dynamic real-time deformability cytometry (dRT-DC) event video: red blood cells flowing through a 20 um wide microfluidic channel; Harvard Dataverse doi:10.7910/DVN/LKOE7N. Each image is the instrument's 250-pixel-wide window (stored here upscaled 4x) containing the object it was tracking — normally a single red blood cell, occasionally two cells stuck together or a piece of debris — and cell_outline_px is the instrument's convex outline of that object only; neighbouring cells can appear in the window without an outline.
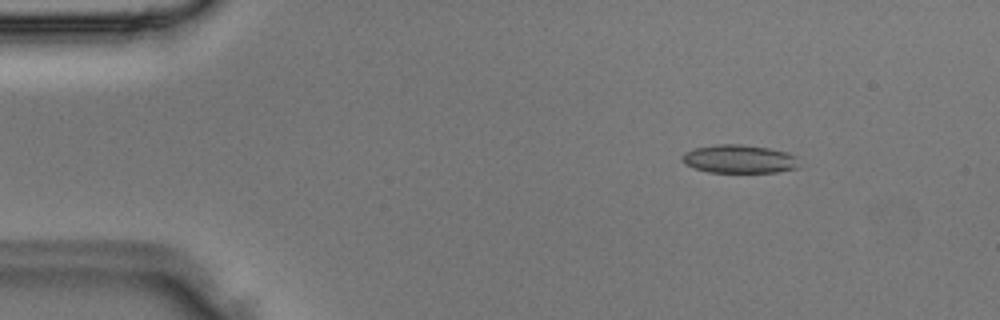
{"species": "Egyptian fruit bat (a non-hibernating species)", "species_latin": "Rousettus aegyptiacus", "temperature_condition": "room temperature", "stored_images_in_passage": 3, "camera_frame_rate_fps": 3000, "um_per_image_px": 0.085, "animal": {"sex": "male"}, "frame": {"image": 1, "passage_image": 1, "time_ms": 0.0, "image_size_px": [1000, 320], "cell_outline_px": [[800, 168], [776, 172], [708, 172], [684, 164], [680, 160], [680, 156], [684, 152], [696, 148], [716, 144], [740, 144], [768, 148], [788, 152], [796, 156]], "centroid_in_image_um": [62.83, 13.51], "position_along_channel_um": 22.2, "area_um2": 19.48}}